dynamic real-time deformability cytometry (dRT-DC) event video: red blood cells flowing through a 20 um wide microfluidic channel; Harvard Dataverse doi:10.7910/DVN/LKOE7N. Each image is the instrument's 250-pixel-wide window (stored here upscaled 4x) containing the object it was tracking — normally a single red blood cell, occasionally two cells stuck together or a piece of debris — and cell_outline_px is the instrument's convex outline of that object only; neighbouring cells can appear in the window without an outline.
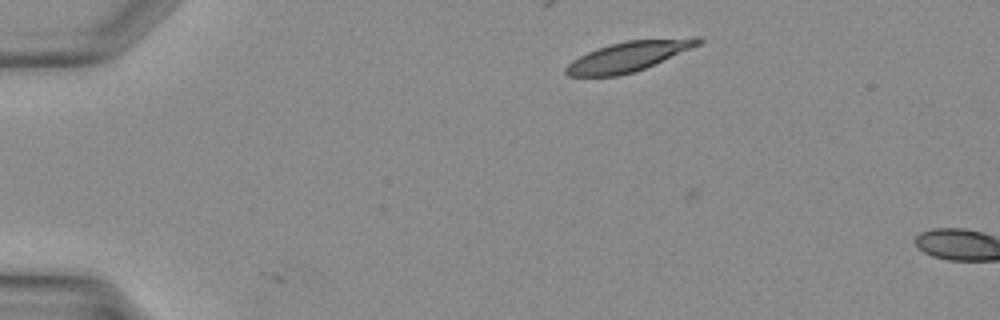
{"species": "Egyptian fruit bat (a non-hibernating species)", "species_latin": "Rousettus aegyptiacus", "temperature_condition": "warm", "stored_images_in_passage": 2, "camera_frame_rate_fps": 3000, "um_per_image_px": 0.085, "animal": {"sex": "female"}, "frame": {"image": 1, "passage_image": 1, "time_ms": 0.0, "image_size_px": [1000, 320], "cell_outline_px": [[704, 40], [700, 44], [636, 72], [616, 76], [568, 76], [564, 72], [564, 68], [572, 60], [596, 48], [608, 44], [624, 40], [696, 36], [700, 36]], "centroid_in_image_um": [53.44, 4.77], "position_along_channel_um": 31.6, "area_um2": 23.41}}